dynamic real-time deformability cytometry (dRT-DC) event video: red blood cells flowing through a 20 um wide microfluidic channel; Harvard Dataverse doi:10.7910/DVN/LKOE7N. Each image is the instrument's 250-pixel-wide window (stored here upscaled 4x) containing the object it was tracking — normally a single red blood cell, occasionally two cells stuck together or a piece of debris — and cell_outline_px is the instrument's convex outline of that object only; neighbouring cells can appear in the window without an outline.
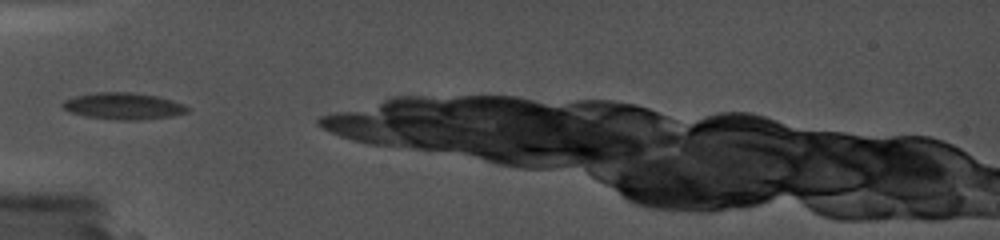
{"species": "common noctule bat (a hibernating species)", "species_latin": "Nyctalus noctula", "temperature_condition": "cold", "stored_images_in_passage": 3, "camera_frame_rate_fps": 5000, "um_per_image_px": 0.085, "animal": {"sex": "female", "body_mass_g": 19.0, "forearm_length_mm": 56.7}, "frame": {"image": 1, "passage_image": 1, "time_ms": 0.0, "image_size_px": [1000, 240], "cell_outline_px": [[192, 108], [188, 112], [172, 116], [140, 120], [120, 120], [88, 116], [72, 112], [64, 108], [60, 104], [64, 100], [76, 96], [96, 92], [132, 92], [156, 96], [172, 100], [184, 104]], "centroid_in_image_um": [10.54, 9.01], "position_along_channel_um": 74.5, "area_um2": 19.31}}